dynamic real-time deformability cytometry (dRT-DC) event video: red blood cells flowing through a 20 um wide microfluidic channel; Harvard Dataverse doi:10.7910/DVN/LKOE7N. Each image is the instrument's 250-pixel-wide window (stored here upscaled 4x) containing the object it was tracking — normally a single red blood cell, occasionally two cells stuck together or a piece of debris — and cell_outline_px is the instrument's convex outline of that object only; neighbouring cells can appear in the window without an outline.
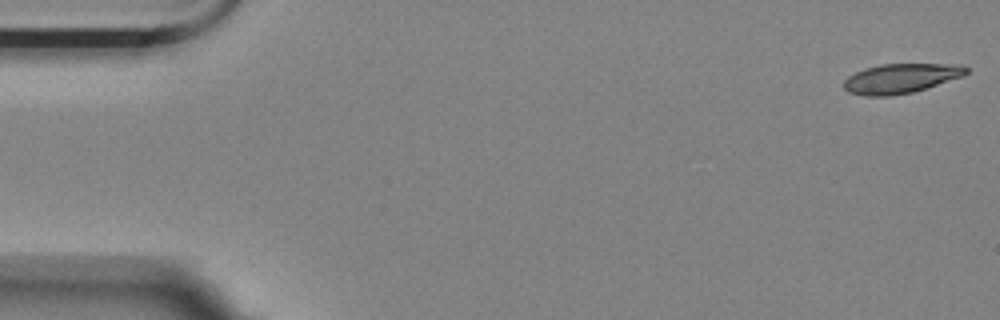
{"species": "Egyptian fruit bat (a non-hibernating species)", "species_latin": "Rousettus aegyptiacus", "temperature_condition": "room temperature", "stored_images_in_passage": 56, "camera_frame_rate_fps": 3000, "um_per_image_px": 0.085, "animal": {"sex": "female"}, "frame": {"image": 1, "passage_image": 1, "time_ms": 0.0, "image_size_px": [1000, 320], "cell_outline_px": [[968, 72], [964, 76], [912, 92], [888, 96], [864, 96], [848, 92], [844, 88], [844, 80], [848, 76], [864, 68], [880, 64], [964, 64], [968, 68]], "centroid_in_image_um": [76.57, 6.65], "position_along_channel_um": 8.4, "area_um2": 21.15}}
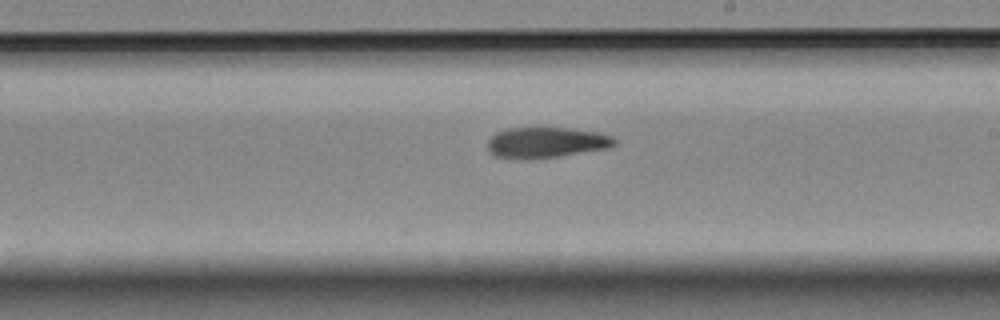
{"frame": {"image": 2, "passage_image": 32, "time_ms": 10.333, "image_size_px": [1000, 320], "cell_outline_px": [[616, 144], [608, 148], [556, 156], [496, 156], [488, 148], [488, 140], [496, 132], [508, 128], [568, 128], [596, 132], [612, 136], [616, 140]], "centroid_in_image_um": [46.48, 12.06], "position_along_channel_um": 242.5, "area_um2": 21.56}}
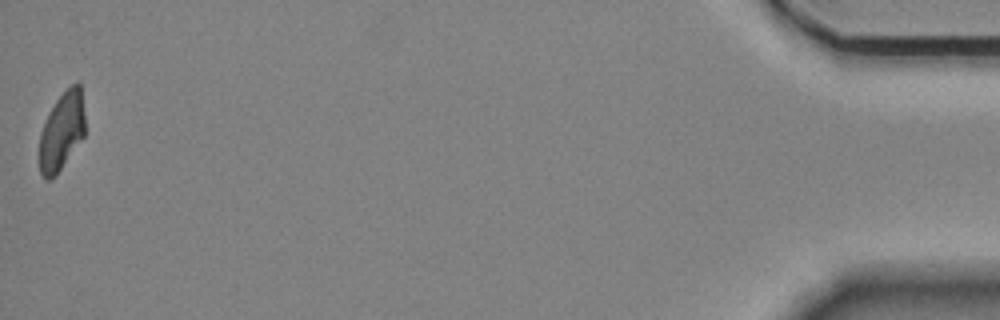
{"frame": {"image": 3, "passage_image": 56, "time_ms": 18.333, "image_size_px": [1000, 320], "cell_outline_px": [[84, 136], [56, 176], [48, 180], [44, 180], [40, 172], [40, 132], [48, 112], [56, 100], [76, 80], [80, 80], [84, 112]], "centroid_in_image_um": [5.25, 11.15], "position_along_channel_um": 429.9, "area_um2": 20.87}}